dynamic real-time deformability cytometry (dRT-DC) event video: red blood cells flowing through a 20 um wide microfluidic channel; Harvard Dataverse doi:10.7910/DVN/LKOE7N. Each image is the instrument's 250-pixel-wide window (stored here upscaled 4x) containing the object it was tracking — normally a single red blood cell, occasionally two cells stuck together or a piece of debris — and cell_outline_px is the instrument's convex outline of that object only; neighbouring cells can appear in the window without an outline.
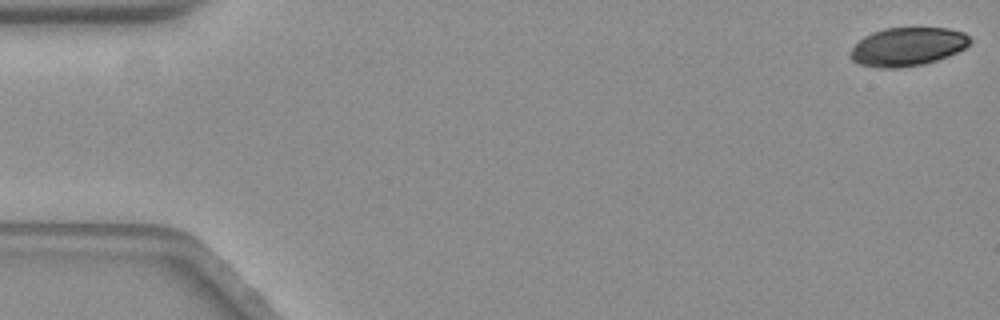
{"species": "common noctule bat (a hibernating species)", "species_latin": "Nyctalus noctula", "temperature_condition": "warm", "stored_images_in_passage": 24, "camera_frame_rate_fps": 3000, "um_per_image_px": 0.085, "animal": {"sex": "female", "body_mass_g": 19.3, "forearm_length_mm": 54.1}, "frame": {"image": 1, "passage_image": 1, "time_ms": 0.0, "image_size_px": [1000, 320], "cell_outline_px": [[972, 40], [964, 48], [948, 56], [924, 64], [896, 68], [880, 68], [860, 64], [852, 60], [848, 56], [848, 52], [864, 36], [872, 32], [884, 28], [948, 28], [964, 32]], "centroid_in_image_um": [77.11, 3.97], "position_along_channel_um": 7.9, "area_um2": 26.82}}
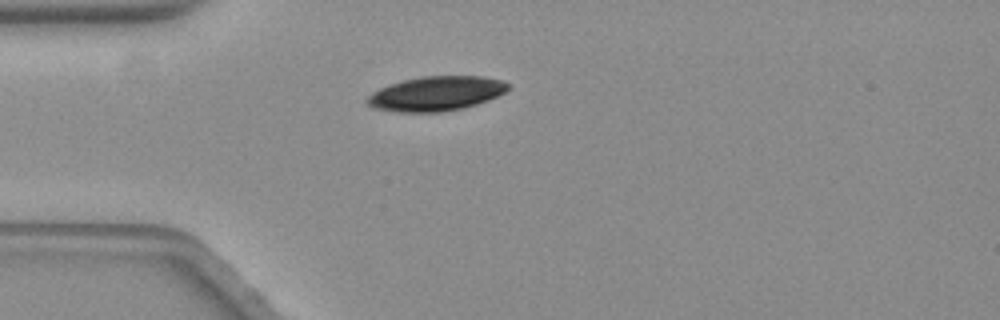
{"frame": {"image": 2, "passage_image": 16, "time_ms": 5.0, "image_size_px": [1000, 320], "cell_outline_px": [[508, 88], [504, 92], [488, 100], [464, 108], [440, 112], [392, 112], [372, 108], [364, 100], [372, 92], [388, 84], [420, 76], [480, 76], [500, 80], [508, 84]], "centroid_in_image_um": [37.0, 7.96], "position_along_channel_um": 48.0, "area_um2": 28.38}}